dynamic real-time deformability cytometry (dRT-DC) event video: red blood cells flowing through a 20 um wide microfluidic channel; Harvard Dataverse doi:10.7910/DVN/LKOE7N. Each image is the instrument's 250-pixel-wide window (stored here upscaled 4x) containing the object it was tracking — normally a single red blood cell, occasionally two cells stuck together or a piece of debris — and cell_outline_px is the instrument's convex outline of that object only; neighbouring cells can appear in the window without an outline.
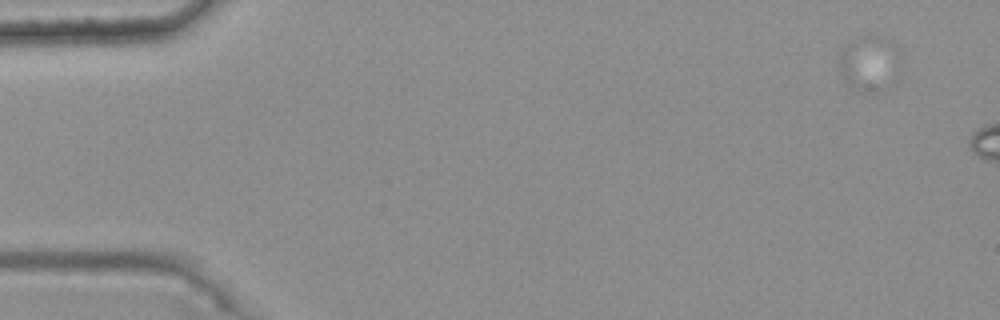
{"species": "common noctule bat (a hibernating species)", "species_latin": "Nyctalus noctula", "temperature_condition": "warm", "stored_images_in_passage": 8, "camera_frame_rate_fps": 3000, "um_per_image_px": 0.085, "animal": {"sex": "female", "body_mass_g": 25.1}, "frame": {"image": 1, "passage_image": 1, "time_ms": 0.0, "image_size_px": [1000, 320], "cell_outline_px": [[900, 56], [852, 84], [844, 84], [840, 68], [840, 60], [848, 44], [852, 40], [868, 32], [892, 40]], "centroid_in_image_um": [73.62, 4.82], "position_along_channel_um": 11.4, "area_um2": 13.93}}